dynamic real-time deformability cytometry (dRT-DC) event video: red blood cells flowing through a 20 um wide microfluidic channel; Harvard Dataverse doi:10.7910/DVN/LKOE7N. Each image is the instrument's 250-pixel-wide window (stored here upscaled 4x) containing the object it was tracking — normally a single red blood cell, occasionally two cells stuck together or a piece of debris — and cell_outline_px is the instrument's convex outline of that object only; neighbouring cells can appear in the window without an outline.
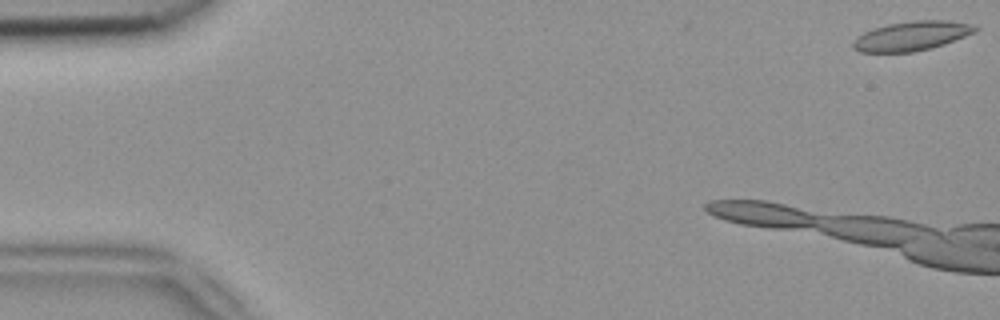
{"species": "common noctule bat (a hibernating species)", "species_latin": "Nyctalus noctula", "temperature_condition": "room temperature", "stored_images_in_passage": 7, "camera_frame_rate_fps": 3000, "um_per_image_px": 0.085, "animal": {"sex": "female", "body_mass_g": 18.4}, "frame": {"image": 1, "passage_image": 1, "time_ms": 0.0, "image_size_px": [1000, 320], "cell_outline_px": [[980, 28], [976, 32], [944, 44], [912, 52], [860, 52], [852, 44], [856, 36], [872, 28], [888, 24], [912, 20], [940, 20], [968, 24]], "centroid_in_image_um": [77.46, 3.05], "position_along_channel_um": 7.5, "area_um2": 20.63}}